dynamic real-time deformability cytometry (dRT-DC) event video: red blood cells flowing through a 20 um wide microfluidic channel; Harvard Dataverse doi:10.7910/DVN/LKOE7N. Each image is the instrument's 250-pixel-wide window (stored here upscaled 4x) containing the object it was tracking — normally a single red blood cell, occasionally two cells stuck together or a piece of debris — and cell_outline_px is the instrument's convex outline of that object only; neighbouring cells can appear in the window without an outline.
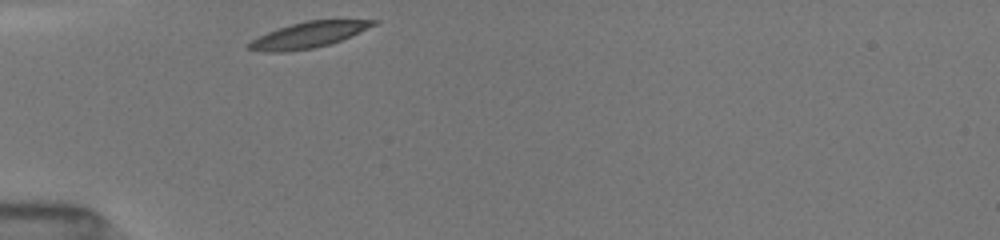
{"species": "common noctule bat (a hibernating species)", "species_latin": "Nyctalus noctula", "temperature_condition": "room temperature", "stored_images_in_passage": 28, "camera_frame_rate_fps": 3000, "um_per_image_px": 0.085, "animal": {"sex": "female", "body_mass_g": 19.5, "forearm_length_mm": 54.1}, "frame": {"image": 1, "passage_image": 1, "time_ms": 0.0, "image_size_px": [1000, 240], "cell_outline_px": [[380, 20], [376, 24], [340, 40], [328, 44], [312, 48], [288, 52], [264, 52], [248, 48], [244, 44], [268, 32], [292, 24], [308, 20]], "centroid_in_image_um": [26.16, 2.98], "position_along_channel_um": 58.8, "area_um2": 18.32}}
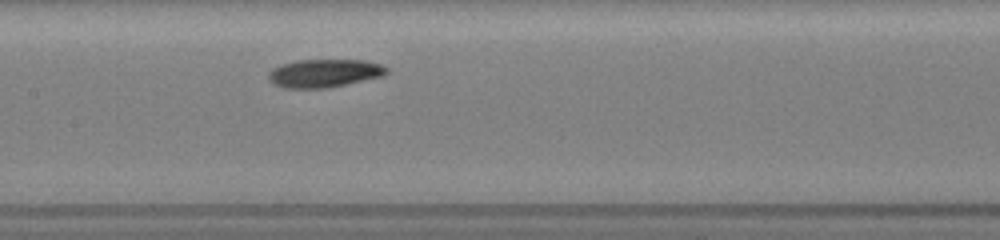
{"frame": {"image": 2, "passage_image": 11, "time_ms": 3.333, "image_size_px": [1000, 240], "cell_outline_px": [[388, 72], [384, 76], [328, 88], [284, 88], [272, 84], [268, 80], [268, 72], [272, 68], [296, 60], [364, 60], [380, 64], [388, 68]], "centroid_in_image_um": [27.55, 6.23], "position_along_channel_um": 179.8, "area_um2": 19.54}}
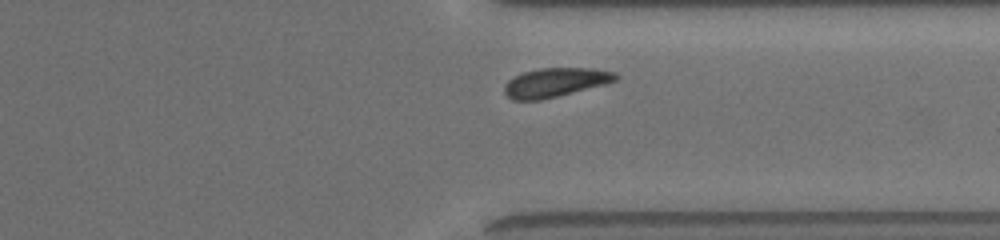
{"frame": {"image": 3, "passage_image": 25, "time_ms": 8.0, "image_size_px": [1000, 240], "cell_outline_px": [[620, 76], [616, 80], [604, 84], [540, 100], [512, 100], [504, 92], [504, 84], [508, 80], [524, 72], [540, 68], [596, 68], [616, 72]], "centroid_in_image_um": [47.21, 6.99], "position_along_channel_um": 364.2, "area_um2": 18.67}, "authors_computed_cell_mechanics": {"area_um2": 19.074, "velocity_mm_per_s": 3.9499, "shape_relaxation_time_tau1_ms": 2.0713, "shape_relaxation_time_tau2_ms": null, "deformation_change_tau1": 0.0897, "deformation_change_tau2": null}}